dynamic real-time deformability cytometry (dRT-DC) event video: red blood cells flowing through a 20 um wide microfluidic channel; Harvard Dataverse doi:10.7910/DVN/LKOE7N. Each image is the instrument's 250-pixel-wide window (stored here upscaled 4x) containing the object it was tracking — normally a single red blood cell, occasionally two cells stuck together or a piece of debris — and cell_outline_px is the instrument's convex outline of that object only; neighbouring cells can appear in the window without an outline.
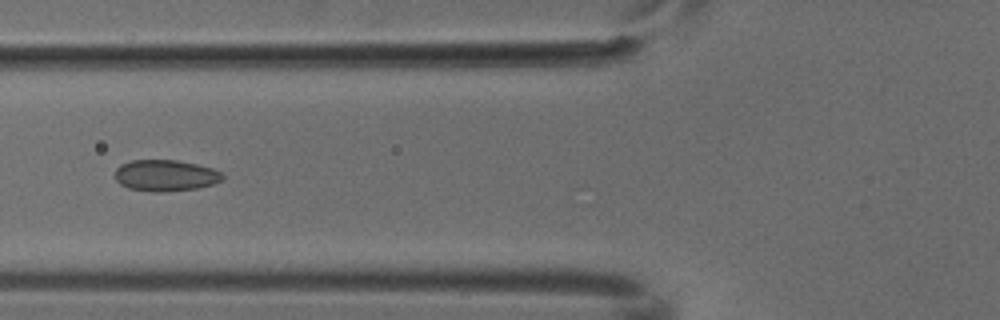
{"species": "common noctule bat (a hibernating species)", "species_latin": "Nyctalus noctula", "temperature_condition": "cold", "stored_images_in_passage": 5, "camera_frame_rate_fps": 3000, "um_per_image_px": 0.085, "animal": {"sex": "male", "body_mass_g": 18.8}, "frame": {"image": 1, "passage_image": 5, "time_ms": 1.333, "image_size_px": [1000, 320], "cell_outline_px": [[224, 176], [220, 180], [212, 184], [196, 188], [164, 192], [152, 192], [128, 188], [120, 184], [116, 180], [116, 168], [120, 164], [132, 160], [176, 160], [196, 164], [212, 168], [224, 172]], "centroid_in_image_um": [14.06, 14.91], "position_along_channel_um": 111.7, "area_um2": 19.65}}